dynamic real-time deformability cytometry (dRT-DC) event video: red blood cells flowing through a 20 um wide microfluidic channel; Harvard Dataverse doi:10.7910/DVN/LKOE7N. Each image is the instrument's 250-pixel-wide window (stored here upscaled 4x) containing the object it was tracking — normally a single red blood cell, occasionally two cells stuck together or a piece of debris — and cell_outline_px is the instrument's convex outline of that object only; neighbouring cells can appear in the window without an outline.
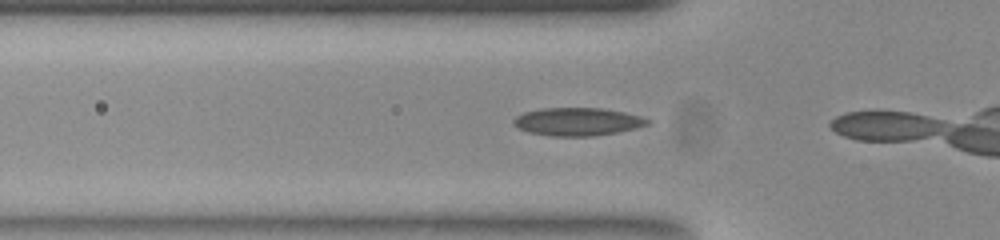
{"species": "common noctule bat (a hibernating species)", "species_latin": "Nyctalus noctula", "temperature_condition": "room temperature", "stored_images_in_passage": 7, "camera_frame_rate_fps": 3000, "um_per_image_px": 0.085, "animal": {"sex": "female", "body_mass_g": 23.0, "forearm_length_mm": 53.4}, "frame": {"image": 1, "passage_image": 3, "time_ms": 0.667, "image_size_px": [1000, 240], "cell_outline_px": [[652, 120], [648, 124], [616, 132], [592, 136], [556, 136], [532, 132], [520, 128], [512, 120], [516, 116], [524, 112], [540, 108], [604, 108], [624, 112], [640, 116]], "centroid_in_image_um": [49.11, 10.32], "position_along_channel_um": 76.7, "area_um2": 21.44}}
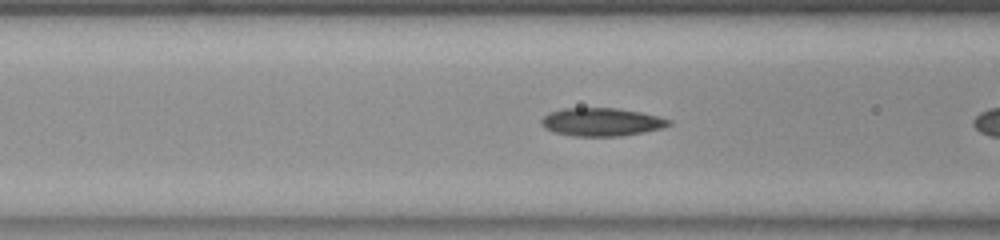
{"frame": {"image": 2, "passage_image": 6, "time_ms": 1.667, "image_size_px": [1000, 240], "cell_outline_px": [[672, 124], [660, 128], [640, 132], [616, 136], [576, 136], [556, 132], [544, 128], [540, 124], [540, 120], [548, 112], [560, 108], [616, 108], [640, 112], [660, 116], [672, 120]], "centroid_in_image_um": [51.09, 10.35], "position_along_channel_um": 115.5, "area_um2": 20.81}}